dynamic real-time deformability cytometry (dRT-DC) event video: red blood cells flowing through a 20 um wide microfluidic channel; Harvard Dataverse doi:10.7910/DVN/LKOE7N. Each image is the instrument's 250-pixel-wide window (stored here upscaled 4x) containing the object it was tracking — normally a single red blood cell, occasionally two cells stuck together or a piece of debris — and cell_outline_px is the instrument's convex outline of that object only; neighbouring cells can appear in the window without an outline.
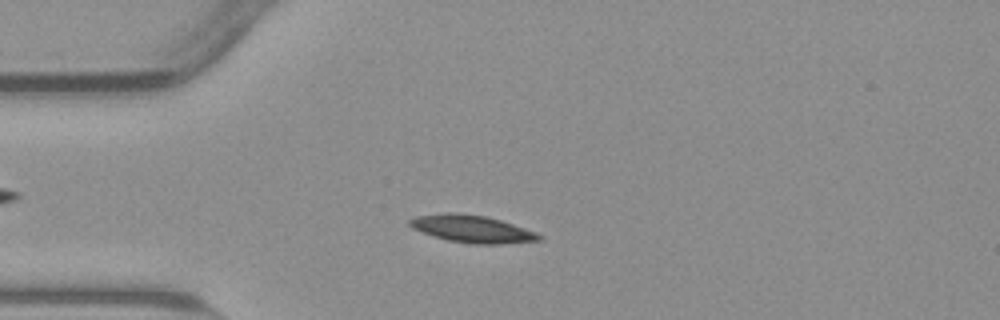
{"species": "common noctule bat (a hibernating species)", "species_latin": "Nyctalus noctula", "temperature_condition": "warm", "stored_images_in_passage": 52, "camera_frame_rate_fps": 3000, "um_per_image_px": 0.085, "animal": {"sex": "male", "body_mass_g": 23.1, "forearm_length_mm": 52.7}, "frame": {"image": 1, "passage_image": 12, "time_ms": 3.667, "image_size_px": [1000, 320], "cell_outline_px": [[544, 236], [540, 240], [500, 244], [472, 244], [448, 240], [420, 232], [412, 228], [408, 224], [408, 220], [416, 216], [448, 212], [456, 212], [484, 216], [500, 220], [536, 232]], "centroid_in_image_um": [40.09, 19.45], "position_along_channel_um": 44.9, "area_um2": 20.58}}
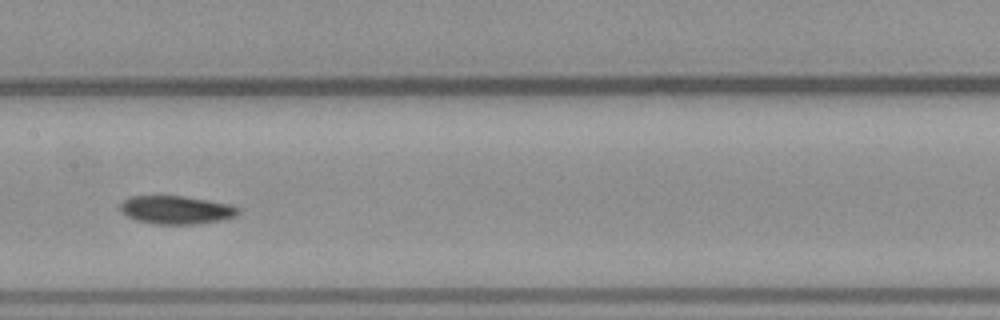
{"frame": {"image": 2, "passage_image": 25, "time_ms": 8.0, "image_size_px": [1000, 320], "cell_outline_px": [[240, 212], [236, 216], [224, 220], [196, 224], [156, 224], [136, 220], [120, 212], [120, 204], [124, 200], [132, 196], [184, 196], [232, 204], [240, 208]], "centroid_in_image_um": [15.03, 17.84], "position_along_channel_um": 192.4, "area_um2": 19.59}}
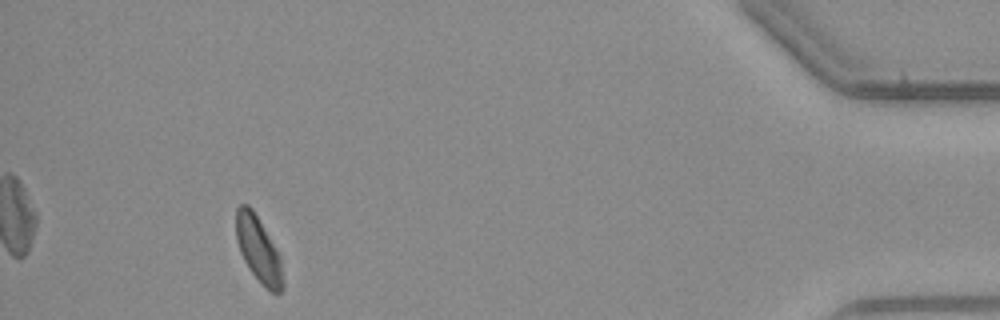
{"frame": {"image": 3, "passage_image": 48, "time_ms": 15.667, "image_size_px": [1000, 320], "cell_outline_px": [[284, 288], [280, 292], [272, 292], [248, 268], [240, 252], [236, 240], [236, 208], [240, 204], [248, 204], [252, 208], [280, 256], [284, 284]], "centroid_in_image_um": [21.95, 21.17], "position_along_channel_um": 413.2, "area_um2": 17.51}}